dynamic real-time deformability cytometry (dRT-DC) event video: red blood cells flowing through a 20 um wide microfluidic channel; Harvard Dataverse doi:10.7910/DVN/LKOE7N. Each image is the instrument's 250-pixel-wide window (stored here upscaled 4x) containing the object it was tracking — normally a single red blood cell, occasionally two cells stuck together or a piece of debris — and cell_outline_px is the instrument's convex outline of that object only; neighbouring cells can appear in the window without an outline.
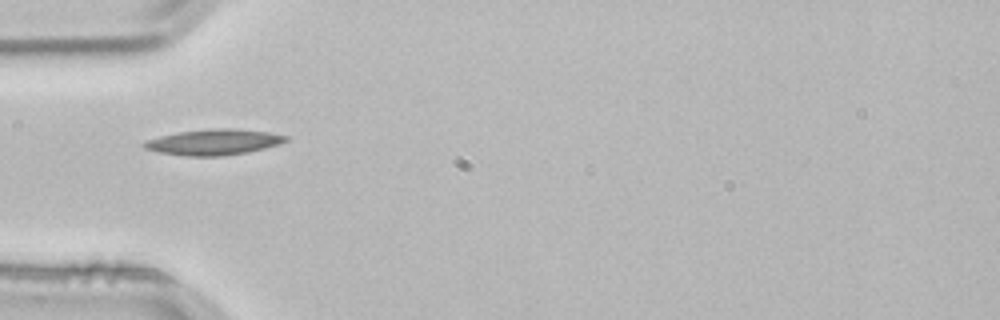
{"species": "common noctule bat (a hibernating species)", "species_latin": "Nyctalus noctula", "temperature_condition": "room temperature", "stored_images_in_passage": 37, "camera_frame_rate_fps": 3000, "um_per_image_px": 0.085, "animal": {"sex": "male", "body_mass_g": 21.5, "forearm_length_mm": 52.0}, "frame": {"image": 1, "passage_image": 1, "time_ms": 0.0, "image_size_px": [1000, 320], "cell_outline_px": [[288, 140], [280, 144], [248, 152], [224, 156], [188, 156], [160, 152], [144, 148], [140, 144], [148, 140], [160, 136], [180, 132], [212, 128], [232, 128], [268, 132], [288, 136]], "centroid_in_image_um": [18.19, 12.08], "position_along_channel_um": 66.8, "area_um2": 21.15}}
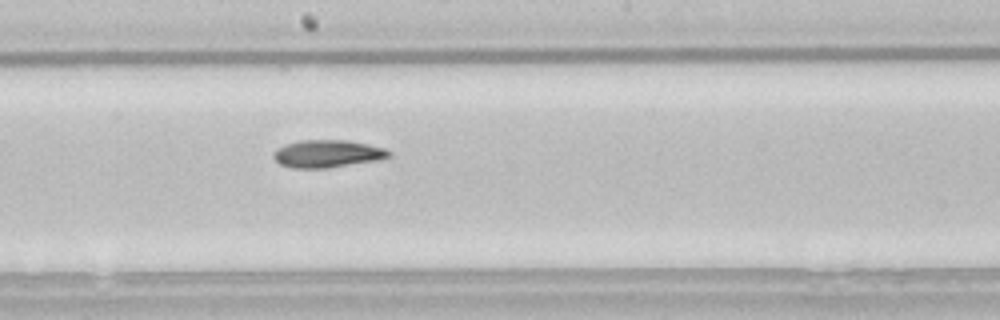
{"frame": {"image": 2, "passage_image": 13, "time_ms": 4.0, "image_size_px": [1000, 320], "cell_outline_px": [[392, 156], [380, 160], [328, 168], [292, 168], [280, 164], [272, 156], [272, 152], [276, 148], [284, 144], [300, 140], [344, 140], [368, 144], [384, 148], [392, 152]], "centroid_in_image_um": [27.83, 13.07], "position_along_channel_um": 220.4, "area_um2": 18.79}}
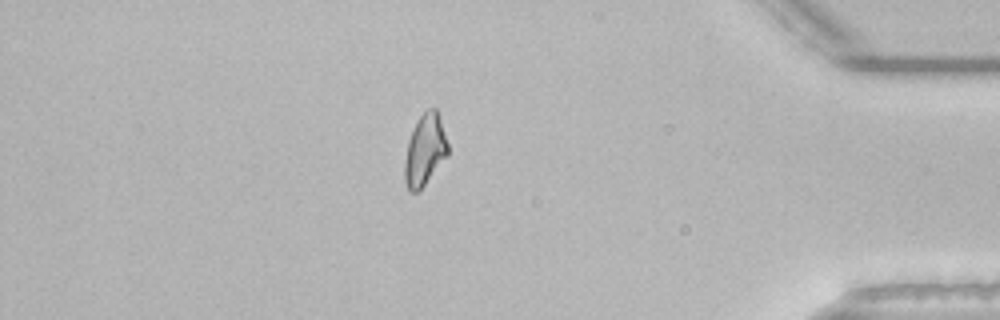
{"frame": {"image": 3, "passage_image": 30, "time_ms": 9.667, "image_size_px": [1000, 320], "cell_outline_px": [[448, 156], [424, 184], [416, 192], [408, 192], [404, 180], [404, 160], [408, 140], [416, 120], [428, 108], [436, 108], [448, 144]], "centroid_in_image_um": [36.09, 12.76], "position_along_channel_um": 399.1, "area_um2": 17.92}}